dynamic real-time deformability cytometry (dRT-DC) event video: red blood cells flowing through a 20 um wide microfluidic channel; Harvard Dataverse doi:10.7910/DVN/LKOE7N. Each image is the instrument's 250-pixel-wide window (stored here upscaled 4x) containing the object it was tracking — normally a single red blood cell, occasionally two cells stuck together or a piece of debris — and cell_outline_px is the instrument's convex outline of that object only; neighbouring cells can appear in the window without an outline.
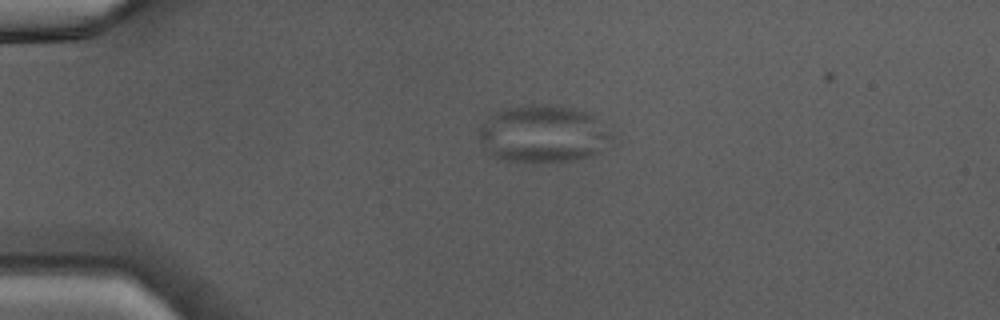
{"species": "Egyptian fruit bat (a non-hibernating species)", "species_latin": "Rousettus aegyptiacus", "temperature_condition": "warm", "stored_images_in_passage": 36, "camera_frame_rate_fps": 3000, "um_per_image_px": 0.085, "animal": {"sex": "male"}, "frame": {"image": 1, "passage_image": 1, "time_ms": 0.0, "image_size_px": [1000, 320], "cell_outline_px": [[612, 136], [600, 152], [588, 156], [572, 160], [500, 160], [492, 156], [488, 152], [480, 140], [480, 128], [496, 112], [508, 108], [528, 104], [552, 104], [588, 112]], "centroid_in_image_um": [46.14, 11.36], "position_along_channel_um": 38.9, "area_um2": 43.0}}
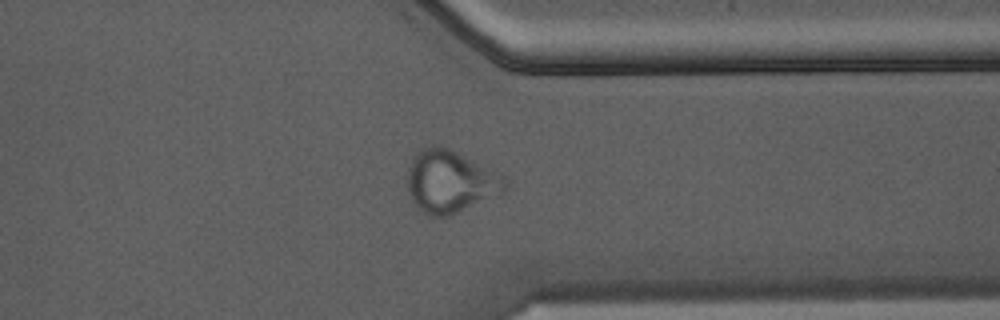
{"frame": {"image": 2, "passage_image": 26, "time_ms": 8.333, "image_size_px": [1000, 320], "cell_outline_px": [[508, 188], [504, 192], [448, 216], [428, 216], [420, 212], [412, 200], [408, 188], [408, 164], [424, 148], [432, 144], [452, 148], [504, 176], [508, 180]], "centroid_in_image_um": [38.29, 15.43], "position_along_channel_um": 373.1, "area_um2": 35.55}}